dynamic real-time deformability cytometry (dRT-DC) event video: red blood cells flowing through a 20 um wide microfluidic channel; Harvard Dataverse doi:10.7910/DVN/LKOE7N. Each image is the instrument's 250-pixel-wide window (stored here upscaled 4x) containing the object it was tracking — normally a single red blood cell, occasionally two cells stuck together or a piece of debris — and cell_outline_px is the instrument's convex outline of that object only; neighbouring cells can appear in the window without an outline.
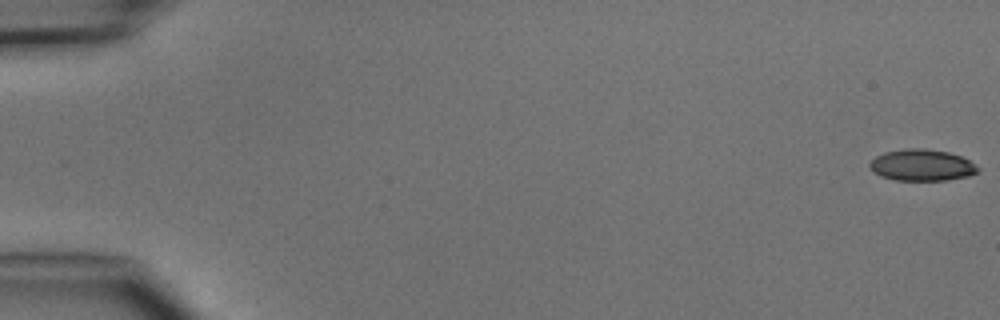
{"species": "common noctule bat (a hibernating species)", "species_latin": "Nyctalus noctula", "temperature_condition": "cold", "stored_images_in_passage": 6, "camera_frame_rate_fps": 3000, "um_per_image_px": 0.085, "animal": {"sex": "male", "body_mass_g": 15.6}, "frame": {"image": 1, "passage_image": 1, "time_ms": 0.0, "image_size_px": [1000, 320], "cell_outline_px": [[980, 168], [976, 172], [968, 176], [944, 180], [896, 180], [880, 176], [872, 172], [868, 164], [876, 156], [884, 152], [904, 148], [924, 148], [948, 152], [960, 156], [968, 160]], "centroid_in_image_um": [78.31, 14.03], "position_along_channel_um": 6.7, "area_um2": 19.83}}